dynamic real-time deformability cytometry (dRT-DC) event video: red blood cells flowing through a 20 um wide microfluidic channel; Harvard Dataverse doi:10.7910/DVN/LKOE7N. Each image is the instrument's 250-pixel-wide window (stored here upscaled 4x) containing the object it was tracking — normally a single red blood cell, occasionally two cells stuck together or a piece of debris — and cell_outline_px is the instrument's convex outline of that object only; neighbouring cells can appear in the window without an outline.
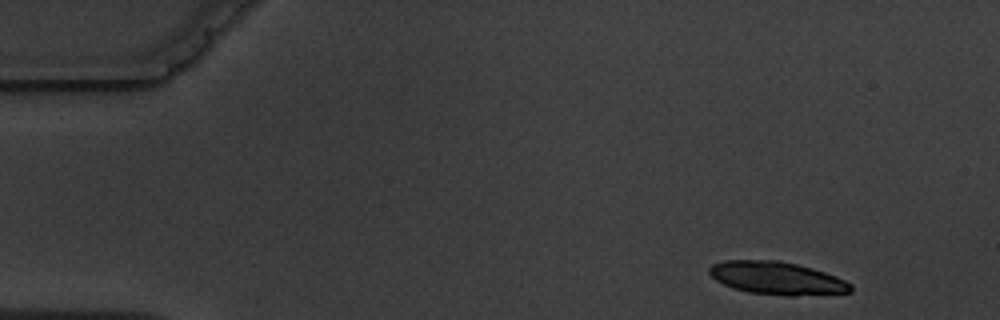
{"species": "common noctule bat (a hibernating species)", "species_latin": "Nyctalus noctula", "temperature_condition": "warm", "stored_images_in_passage": 10, "camera_frame_rate_fps": 3000, "um_per_image_px": 0.085, "animal": {"sex": "male", "body_mass_g": 19.5, "forearm_length_mm": 54.6}, "frame": {"image": 1, "passage_image": 1, "time_ms": 0.0, "image_size_px": [1000, 320], "cell_outline_px": [[852, 292], [792, 296], [784, 296], [748, 292], [732, 288], [716, 280], [708, 272], [708, 268], [712, 264], [724, 260], [776, 260], [796, 264], [812, 268], [836, 276], [852, 284]], "centroid_in_image_um": [66.02, 23.64], "position_along_channel_um": 19.0, "area_um2": 27.11}}
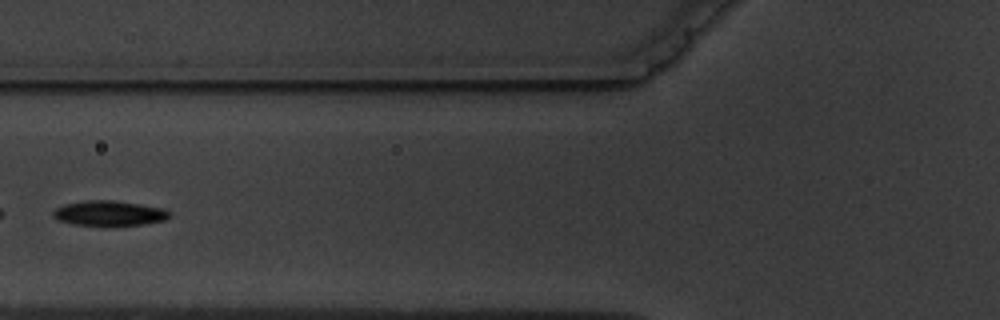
{"frame": {"image": 2, "passage_image": 6, "time_ms": 5.667, "image_size_px": [1000, 320], "cell_outline_px": [[172, 216], [164, 220], [140, 224], [112, 228], [72, 224], [60, 220], [52, 216], [52, 212], [56, 208], [64, 204], [84, 200], [116, 200], [164, 208], [172, 212]], "centroid_in_image_um": [9.3, 18.15], "position_along_channel_um": 116.5, "area_um2": 17.69}}
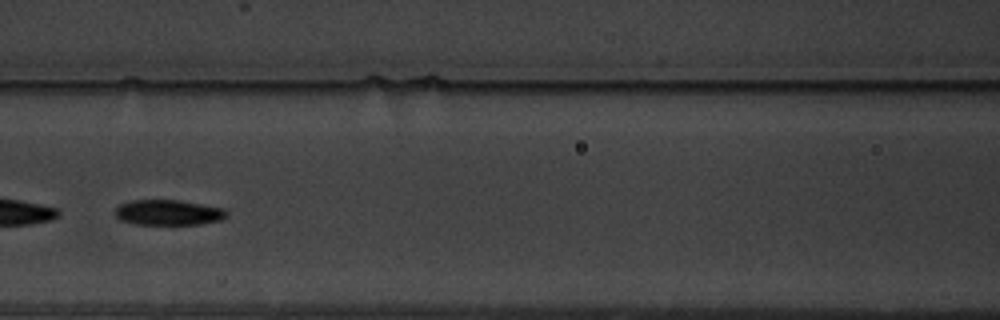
{"frame": {"image": 3, "passage_image": 7, "time_ms": 6.667, "image_size_px": [1000, 320], "cell_outline_px": [[228, 216], [220, 220], [200, 224], [132, 224], [120, 220], [116, 216], [116, 208], [120, 204], [132, 200], [180, 200], [224, 208], [228, 212]], "centroid_in_image_um": [14.32, 18.06], "position_along_channel_um": 152.3, "area_um2": 16.53}}